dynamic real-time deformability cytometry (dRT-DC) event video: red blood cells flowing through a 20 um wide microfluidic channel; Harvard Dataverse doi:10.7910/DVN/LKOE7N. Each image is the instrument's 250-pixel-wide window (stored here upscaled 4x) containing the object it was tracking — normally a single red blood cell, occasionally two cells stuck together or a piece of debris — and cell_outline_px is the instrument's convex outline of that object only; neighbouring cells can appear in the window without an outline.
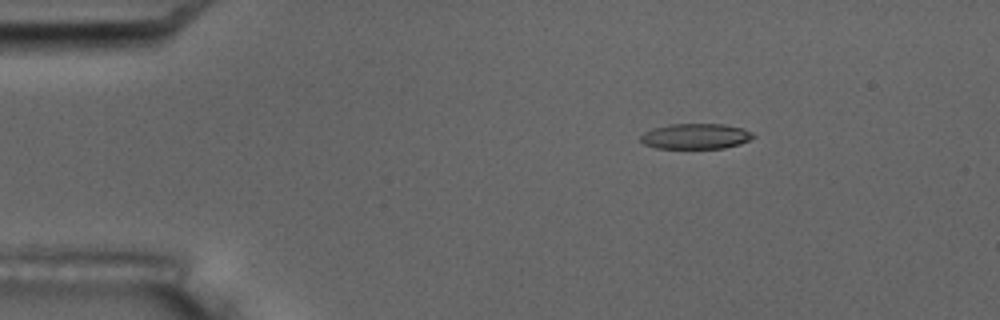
{"species": "common noctule bat (a hibernating species)", "species_latin": "Nyctalus noctula", "temperature_condition": "room temperature", "stored_images_in_passage": 5, "camera_frame_rate_fps": 3000, "um_per_image_px": 0.085, "animal": {"sex": "male", "body_mass_g": 17.5, "forearm_length_mm": 52.3}, "frame": {"image": 1, "passage_image": 2, "time_ms": 1.333, "image_size_px": [1000, 320], "cell_outline_px": [[756, 136], [740, 144], [724, 148], [656, 148], [644, 144], [640, 140], [640, 136], [644, 132], [652, 128], [668, 124], [724, 124], [744, 128], [752, 132]], "centroid_in_image_um": [59.13, 11.57], "position_along_channel_um": 25.9, "area_um2": 16.82}}